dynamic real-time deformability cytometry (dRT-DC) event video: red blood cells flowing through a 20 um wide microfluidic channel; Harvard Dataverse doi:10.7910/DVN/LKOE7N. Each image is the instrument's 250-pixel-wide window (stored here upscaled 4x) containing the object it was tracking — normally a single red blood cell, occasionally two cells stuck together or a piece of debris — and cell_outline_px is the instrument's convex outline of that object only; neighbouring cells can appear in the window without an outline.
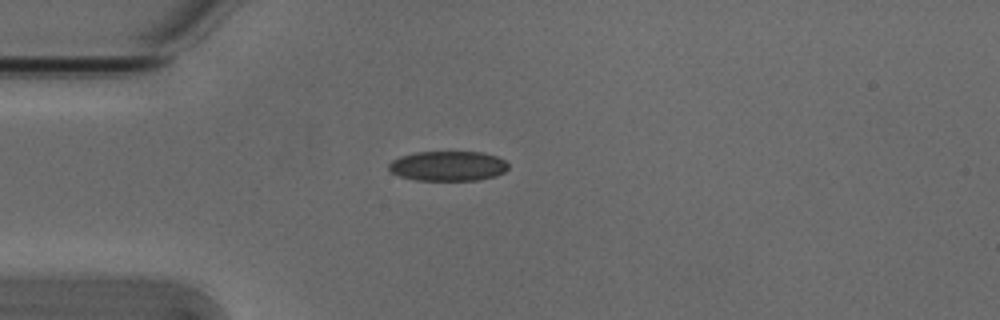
{"species": "Egyptian fruit bat (a non-hibernating species)", "species_latin": "Rousettus aegyptiacus", "temperature_condition": "cold", "stored_images_in_passage": 35, "camera_frame_rate_fps": 3000, "um_per_image_px": 0.085, "animal": {"sex": "male"}, "frame": {"image": 1, "passage_image": 1, "time_ms": 0.0, "image_size_px": [1000, 320], "cell_outline_px": [[508, 168], [504, 172], [496, 176], [476, 180], [416, 180], [400, 176], [392, 172], [388, 168], [388, 164], [392, 160], [400, 156], [416, 152], [484, 152], [496, 156], [504, 160], [508, 164]], "centroid_in_image_um": [38.08, 14.1], "position_along_channel_um": 46.9, "area_um2": 20.81}}
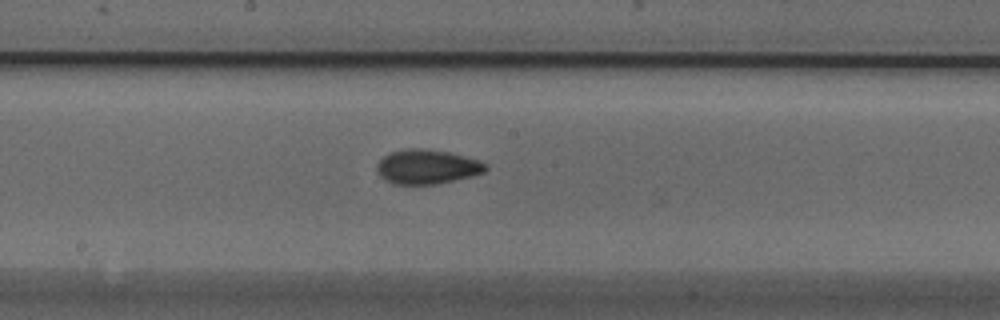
{"frame": {"image": 2, "passage_image": 15, "time_ms": 4.667, "image_size_px": [1000, 320], "cell_outline_px": [[488, 168], [484, 172], [472, 176], [456, 180], [436, 184], [392, 184], [384, 180], [380, 176], [376, 168], [376, 164], [388, 152], [404, 148], [424, 148], [448, 152], [480, 160], [488, 164]], "centroid_in_image_um": [36.29, 14.17], "position_along_channel_um": 211.9, "area_um2": 22.14}}
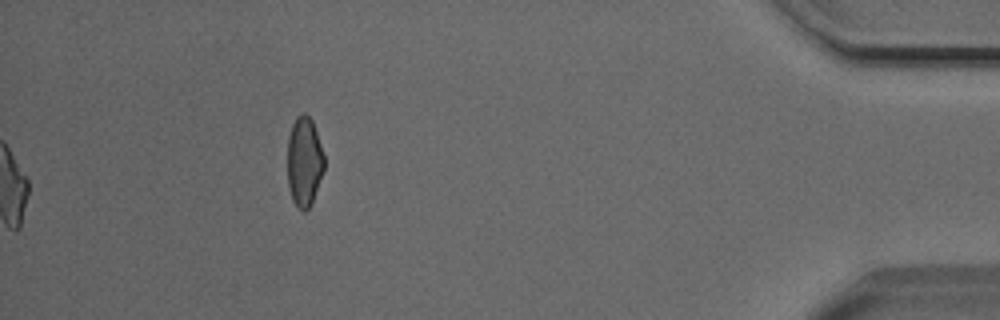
{"frame": {"image": 3, "passage_image": 35, "time_ms": 11.333, "image_size_px": [1000, 320], "cell_outline_px": [[324, 172], [312, 204], [304, 212], [296, 208], [292, 200], [288, 188], [288, 136], [292, 124], [296, 116], [300, 112], [304, 112], [312, 120], [324, 156]], "centroid_in_image_um": [25.86, 13.77], "position_along_channel_um": 409.3, "area_um2": 19.54}, "authors_computed_cell_mechanics": {"area_um2": 20.7502, "velocity_mm_per_s": 3.8538, "shape_relaxation_time_tau1_ms": 4.8764, "shape_relaxation_time_tau2_ms": 1.3551, "deformation_change_tau1": 0.1295, "deformation_change_tau2": 0.0657}}